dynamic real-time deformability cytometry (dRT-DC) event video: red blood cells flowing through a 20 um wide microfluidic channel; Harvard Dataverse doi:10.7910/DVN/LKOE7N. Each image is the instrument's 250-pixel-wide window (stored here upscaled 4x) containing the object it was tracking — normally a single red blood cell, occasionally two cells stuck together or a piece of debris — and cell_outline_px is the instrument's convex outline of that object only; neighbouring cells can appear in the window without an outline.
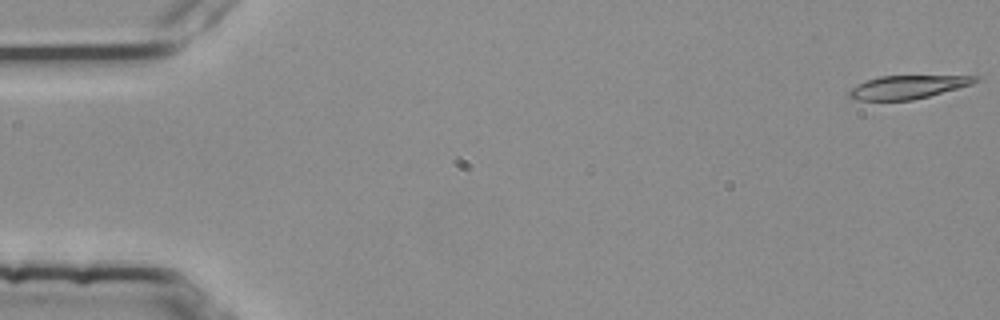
{"species": "common noctule bat (a hibernating species)", "species_latin": "Nyctalus noctula", "temperature_condition": "room temperature", "stored_images_in_passage": 54, "camera_frame_rate_fps": 3000, "um_per_image_px": 0.085, "animal": {"sex": "female", "body_mass_g": 25.1}, "frame": {"image": 1, "passage_image": 1, "time_ms": 0.0, "image_size_px": [1000, 320], "cell_outline_px": [[980, 80], [972, 84], [928, 96], [912, 100], [856, 100], [848, 96], [848, 92], [856, 84], [864, 80], [880, 76], [980, 76]], "centroid_in_image_um": [77.12, 7.39], "position_along_channel_um": 7.9, "area_um2": 17.05}}
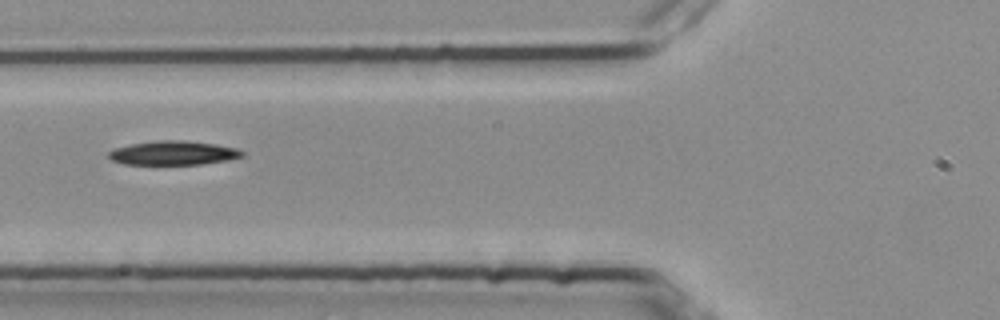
{"frame": {"image": 2, "passage_image": 21, "time_ms": 6.667, "image_size_px": [1000, 320], "cell_outline_px": [[244, 156], [228, 160], [200, 164], [124, 164], [112, 160], [108, 156], [108, 152], [116, 148], [132, 144], [156, 140], [184, 140], [212, 144], [236, 148], [244, 152]], "centroid_in_image_um": [14.73, 13.0], "position_along_channel_um": 111.1, "area_um2": 18.5}}
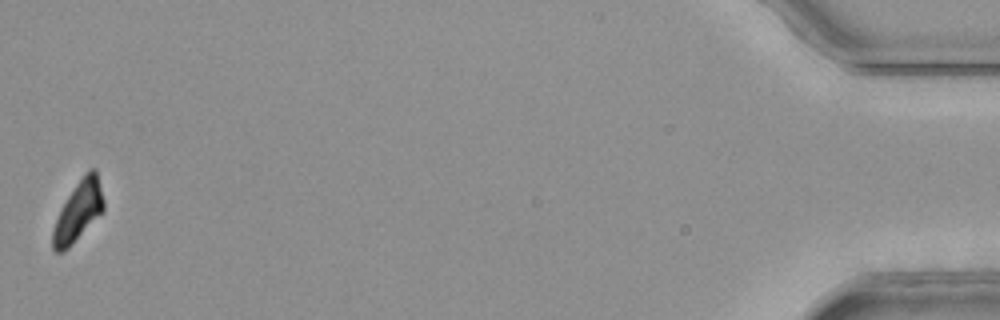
{"frame": {"image": 3, "passage_image": 54, "time_ms": 17.667, "image_size_px": [1000, 320], "cell_outline_px": [[104, 212], [64, 252], [56, 252], [52, 248], [52, 232], [56, 220], [68, 196], [76, 184], [88, 168], [96, 168], [104, 200]], "centroid_in_image_um": [6.68, 17.95], "position_along_channel_um": 428.5, "area_um2": 17.69}}